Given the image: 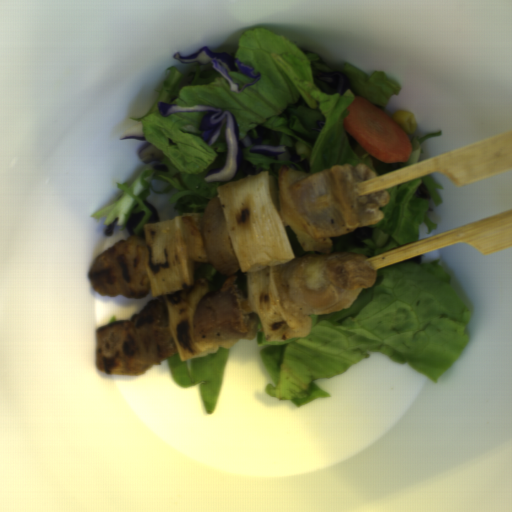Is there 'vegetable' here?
<instances>
[{
    "instance_id": "obj_2",
    "label": "vegetable",
    "mask_w": 512,
    "mask_h": 512,
    "mask_svg": "<svg viewBox=\"0 0 512 512\" xmlns=\"http://www.w3.org/2000/svg\"><path fill=\"white\" fill-rule=\"evenodd\" d=\"M421 255L377 270L371 287L334 313L311 315L307 336L266 342L259 358L274 384L264 392L303 407L331 399L316 379L339 376L371 352L434 381L461 357L472 312L435 258Z\"/></svg>"
},
{
    "instance_id": "obj_4",
    "label": "vegetable",
    "mask_w": 512,
    "mask_h": 512,
    "mask_svg": "<svg viewBox=\"0 0 512 512\" xmlns=\"http://www.w3.org/2000/svg\"><path fill=\"white\" fill-rule=\"evenodd\" d=\"M204 213L182 212L171 219L143 224L144 268L153 299L165 302L171 336L180 361L205 357L240 341L198 343L196 307L211 291L206 277L195 281V262L208 263L201 224Z\"/></svg>"
},
{
    "instance_id": "obj_7",
    "label": "vegetable",
    "mask_w": 512,
    "mask_h": 512,
    "mask_svg": "<svg viewBox=\"0 0 512 512\" xmlns=\"http://www.w3.org/2000/svg\"><path fill=\"white\" fill-rule=\"evenodd\" d=\"M194 283L200 278H206L209 284L210 291H218L221 289L225 279V274H222L211 266L208 262H196L193 265Z\"/></svg>"
},
{
    "instance_id": "obj_1",
    "label": "vegetable",
    "mask_w": 512,
    "mask_h": 512,
    "mask_svg": "<svg viewBox=\"0 0 512 512\" xmlns=\"http://www.w3.org/2000/svg\"><path fill=\"white\" fill-rule=\"evenodd\" d=\"M233 57L260 71V79L243 92L231 91L211 63H183V73L171 65L155 105L141 117H130L138 123L119 138L144 140L137 156L148 165L131 183H118L123 194L93 213L94 220L104 217L105 236L120 226L145 239L144 224L161 222L147 200L151 192L165 195L176 189L169 200L178 216L204 214L218 185L227 183L205 181L212 168L225 164V124L210 145L199 130L207 112L161 117L159 102L219 107L235 115L242 163L232 181L269 171L278 184L279 166L315 173L343 163H365L379 176L418 163L422 143L443 136L441 129L415 135L407 162L385 163L371 156L344 124L356 96L384 109L393 95H401L403 85L387 73L369 75L352 62L333 68L318 53L264 27L241 32Z\"/></svg>"
},
{
    "instance_id": "obj_5",
    "label": "vegetable",
    "mask_w": 512,
    "mask_h": 512,
    "mask_svg": "<svg viewBox=\"0 0 512 512\" xmlns=\"http://www.w3.org/2000/svg\"><path fill=\"white\" fill-rule=\"evenodd\" d=\"M432 175H427L387 189L390 202L379 207L383 218L370 226L341 236H331L332 252L361 253L366 258L419 241L424 223L427 235L437 224L428 218L431 202L443 205L440 189Z\"/></svg>"
},
{
    "instance_id": "obj_3",
    "label": "vegetable",
    "mask_w": 512,
    "mask_h": 512,
    "mask_svg": "<svg viewBox=\"0 0 512 512\" xmlns=\"http://www.w3.org/2000/svg\"><path fill=\"white\" fill-rule=\"evenodd\" d=\"M230 245L246 275L244 315L255 313L266 343L308 336L312 315L299 313L283 289L284 265L296 255L288 237L277 182L268 171L216 187Z\"/></svg>"
},
{
    "instance_id": "obj_9",
    "label": "vegetable",
    "mask_w": 512,
    "mask_h": 512,
    "mask_svg": "<svg viewBox=\"0 0 512 512\" xmlns=\"http://www.w3.org/2000/svg\"><path fill=\"white\" fill-rule=\"evenodd\" d=\"M237 277V287L243 294L244 299H248V288H247V276L246 273L242 271H237L234 273Z\"/></svg>"
},
{
    "instance_id": "obj_6",
    "label": "vegetable",
    "mask_w": 512,
    "mask_h": 512,
    "mask_svg": "<svg viewBox=\"0 0 512 512\" xmlns=\"http://www.w3.org/2000/svg\"><path fill=\"white\" fill-rule=\"evenodd\" d=\"M229 349L218 348L217 352L204 357L181 361L178 352L168 359L170 374L182 389L200 387L201 399L207 414L216 411L220 398Z\"/></svg>"
},
{
    "instance_id": "obj_8",
    "label": "vegetable",
    "mask_w": 512,
    "mask_h": 512,
    "mask_svg": "<svg viewBox=\"0 0 512 512\" xmlns=\"http://www.w3.org/2000/svg\"><path fill=\"white\" fill-rule=\"evenodd\" d=\"M285 230H286V234L288 236V239H289V242L291 244V247H292V250L294 252V255L295 257L297 256H305L309 253H320L319 251H306L305 249H303L298 241V239L296 238L293 230L291 227L289 226H286L285 227Z\"/></svg>"
}]
</instances>
